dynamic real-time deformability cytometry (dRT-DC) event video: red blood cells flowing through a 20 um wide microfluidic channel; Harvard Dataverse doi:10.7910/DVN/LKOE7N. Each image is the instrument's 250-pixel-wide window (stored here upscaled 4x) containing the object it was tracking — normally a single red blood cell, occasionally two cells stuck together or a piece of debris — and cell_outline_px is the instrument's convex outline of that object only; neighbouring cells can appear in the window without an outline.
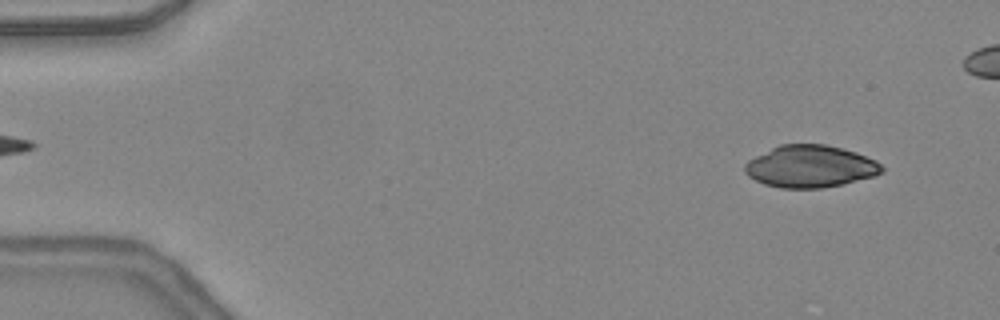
{"species": "common noctule bat (a hibernating species)", "species_latin": "Nyctalus noctula", "temperature_condition": "warm", "stored_images_in_passage": 42, "camera_frame_rate_fps": 3000, "um_per_image_px": 0.085, "animal": {"sex": "female", "body_mass_g": 24.6, "forearm_length_mm": 56.2}, "frame": {"image": 1, "passage_image": 3, "time_ms": 0.667, "image_size_px": [1000, 320], "cell_outline_px": [[884, 172], [872, 176], [844, 184], [820, 188], [780, 188], [764, 184], [748, 176], [744, 172], [744, 164], [748, 160], [780, 144], [824, 144], [856, 152], [876, 160], [884, 168]], "centroid_in_image_um": [68.87, 14.15], "position_along_channel_um": 16.1, "area_um2": 33.58}}